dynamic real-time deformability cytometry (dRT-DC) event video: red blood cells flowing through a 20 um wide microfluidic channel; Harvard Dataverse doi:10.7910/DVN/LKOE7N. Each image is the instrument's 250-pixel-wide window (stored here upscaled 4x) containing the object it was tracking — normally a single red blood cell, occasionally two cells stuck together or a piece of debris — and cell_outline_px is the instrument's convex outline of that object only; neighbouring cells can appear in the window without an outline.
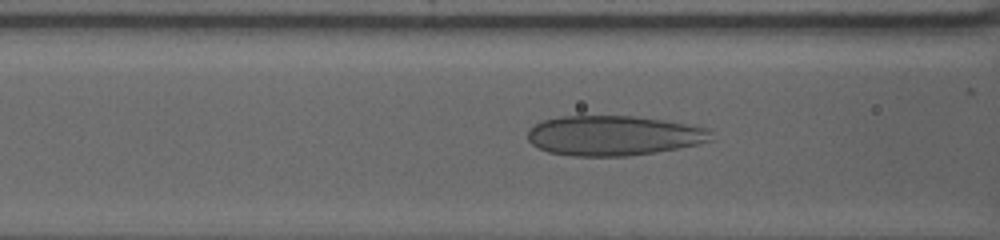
{"species": "human", "species_latin": "Homo sapiens", "temperature_condition": "warm", "stored_images_in_passage": 48, "camera_frame_rate_fps": 3000, "um_per_image_px": 0.085, "donor": {"sex": "female"}, "frame": {"image": 1, "passage_image": 13, "time_ms": 3.0, "image_size_px": [1000, 240], "cell_outline_px": [[712, 140], [696, 144], [656, 152], [628, 156], [572, 156], [548, 152], [532, 144], [528, 140], [528, 132], [536, 124], [544, 120], [564, 116], [632, 116], [660, 120], [684, 124], [704, 128], [712, 132]], "centroid_in_image_um": [52.12, 11.53], "position_along_channel_um": 114.5, "area_um2": 42.14}}
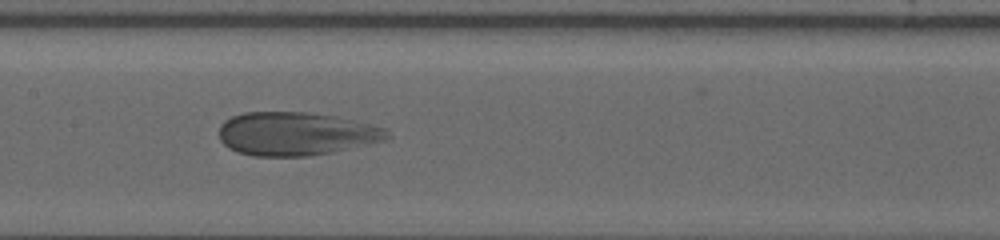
{"frame": {"image": 2, "passage_image": 23, "time_ms": 5.667, "image_size_px": [1000, 240], "cell_outline_px": [[392, 136], [384, 140], [332, 152], [312, 156], [252, 156], [236, 152], [228, 148], [220, 140], [220, 124], [224, 120], [232, 116], [244, 112], [308, 112], [332, 116], [384, 128]], "centroid_in_image_um": [25.08, 11.38], "position_along_channel_um": 182.3, "area_um2": 42.25}}
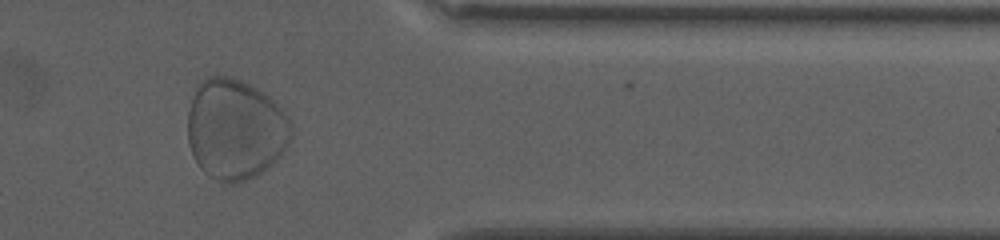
{"frame": {"image": 3, "passage_image": 40, "time_ms": 14.333, "image_size_px": [1000, 240], "cell_outline_px": [[292, 132], [288, 144], [276, 160], [268, 168], [256, 176], [248, 180], [232, 184], [228, 184], [216, 180], [208, 176], [200, 168], [188, 144], [188, 112], [196, 84], [200, 80], [208, 76], [232, 76], [256, 88], [268, 96], [284, 108], [288, 116], [292, 128]], "centroid_in_image_um": [20.0, 10.99], "position_along_channel_um": 391.4, "area_um2": 61.27}, "authors_computed_cell_mechanics": {"area_um2": 46.8758, "velocity_mm_per_s": 2.5504, "shape_relaxation_time_tau1_ms": 5.9058, "shape_relaxation_time_tau2_ms": null, "deformation_change_tau1": 0.1612, "deformation_change_tau2": null}}